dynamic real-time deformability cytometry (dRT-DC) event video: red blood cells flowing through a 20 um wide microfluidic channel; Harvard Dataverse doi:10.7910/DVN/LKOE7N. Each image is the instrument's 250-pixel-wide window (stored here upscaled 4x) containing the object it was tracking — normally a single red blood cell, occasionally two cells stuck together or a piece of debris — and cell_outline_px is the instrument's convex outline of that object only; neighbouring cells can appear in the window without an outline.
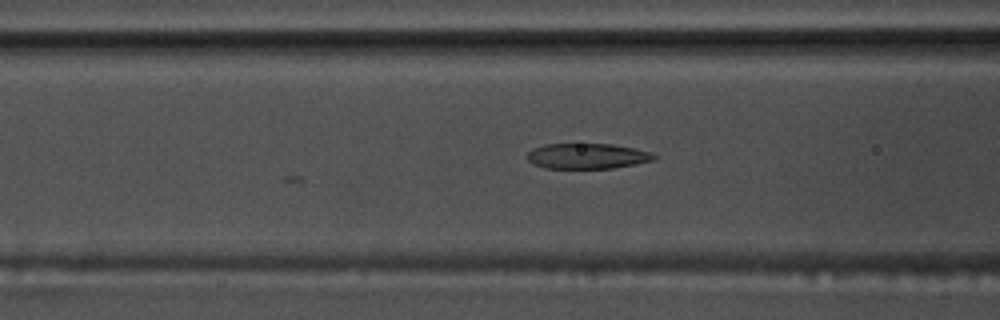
{"species": "common noctule bat (a hibernating species)", "species_latin": "Nyctalus noctula", "temperature_condition": "warm", "stored_images_in_passage": 9, "camera_frame_rate_fps": 3000, "um_per_image_px": 0.085, "animal": {"sex": "male", "body_mass_g": 17.5, "forearm_length_mm": 52.3}, "frame": {"image": 1, "passage_image": 5, "time_ms": 1.333, "image_size_px": [1000, 320], "cell_outline_px": [[656, 160], [636, 164], [612, 168], [544, 168], [532, 164], [524, 156], [532, 148], [544, 144], [612, 144], [652, 152], [656, 156]], "centroid_in_image_um": [49.88, 13.27], "position_along_channel_um": 116.7, "area_um2": 18.96}}
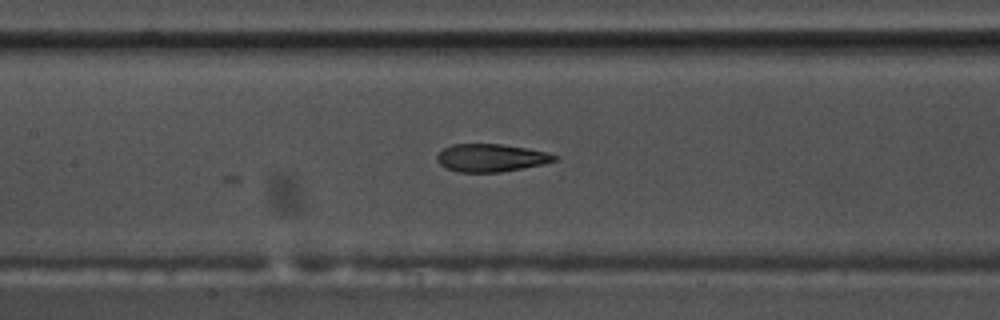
{"frame": {"image": 2, "passage_image": 9, "time_ms": 2.667, "image_size_px": [1000, 320], "cell_outline_px": [[560, 156], [556, 160], [544, 164], [500, 172], [460, 172], [448, 168], [440, 164], [436, 160], [436, 156], [444, 148], [452, 144], [500, 144], [528, 148], [548, 152]], "centroid_in_image_um": [41.77, 13.41], "position_along_channel_um": 165.6, "area_um2": 19.02}}